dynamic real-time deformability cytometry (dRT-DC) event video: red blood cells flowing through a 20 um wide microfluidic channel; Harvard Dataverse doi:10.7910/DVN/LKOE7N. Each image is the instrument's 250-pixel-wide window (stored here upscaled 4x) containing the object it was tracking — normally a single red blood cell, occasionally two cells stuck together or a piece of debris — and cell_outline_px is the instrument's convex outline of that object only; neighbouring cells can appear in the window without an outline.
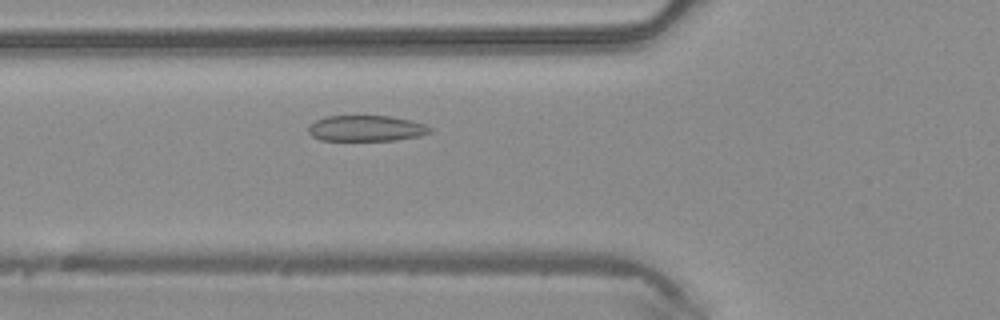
{"species": "common noctule bat (a hibernating species)", "species_latin": "Nyctalus noctula", "temperature_condition": "warm", "stored_images_in_passage": 42, "camera_frame_rate_fps": 3000, "um_per_image_px": 0.085, "animal": {"sex": "male", "body_mass_g": 20.4}, "frame": {"image": 1, "passage_image": 12, "time_ms": 3.667, "image_size_px": [1000, 320], "cell_outline_px": [[432, 132], [420, 136], [396, 140], [320, 140], [312, 136], [308, 132], [308, 128], [316, 120], [324, 116], [392, 116], [412, 120], [424, 124], [432, 128]], "centroid_in_image_um": [31.16, 10.9], "position_along_channel_um": 94.6, "area_um2": 18.38}}
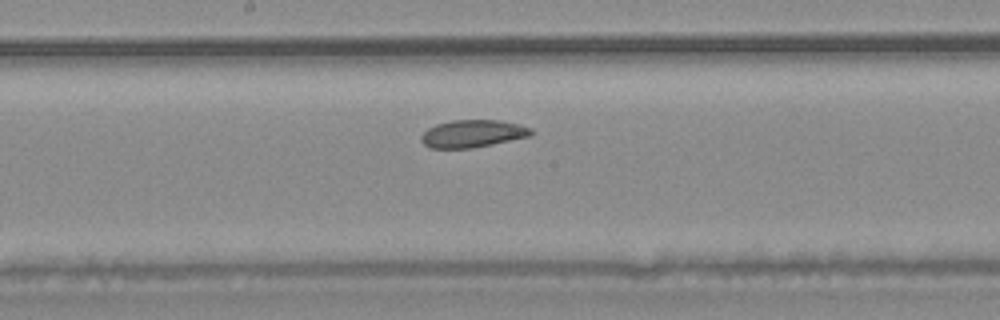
{"frame": {"image": 2, "passage_image": 20, "time_ms": 6.333, "image_size_px": [1000, 320], "cell_outline_px": [[532, 136], [472, 148], [428, 148], [420, 140], [420, 136], [428, 128], [436, 124], [452, 120], [496, 120], [520, 124], [532, 128]], "centroid_in_image_um": [40.17, 11.36], "position_along_channel_um": 208.0, "area_um2": 17.69}}
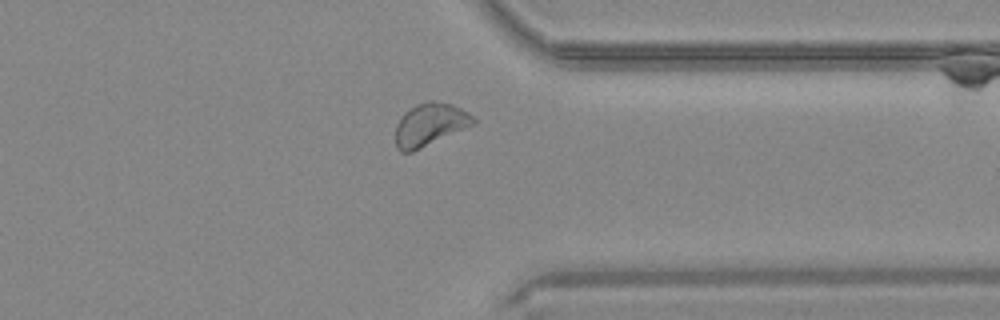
{"frame": {"image": 3, "passage_image": 32, "time_ms": 10.333, "image_size_px": [1000, 320], "cell_outline_px": [[476, 124], [412, 152], [400, 152], [396, 148], [396, 124], [404, 112], [416, 104], [428, 100], [436, 100], [452, 104], [468, 112], [476, 120]], "centroid_in_image_um": [36.54, 10.58], "position_along_channel_um": 374.9, "area_um2": 19.54}}